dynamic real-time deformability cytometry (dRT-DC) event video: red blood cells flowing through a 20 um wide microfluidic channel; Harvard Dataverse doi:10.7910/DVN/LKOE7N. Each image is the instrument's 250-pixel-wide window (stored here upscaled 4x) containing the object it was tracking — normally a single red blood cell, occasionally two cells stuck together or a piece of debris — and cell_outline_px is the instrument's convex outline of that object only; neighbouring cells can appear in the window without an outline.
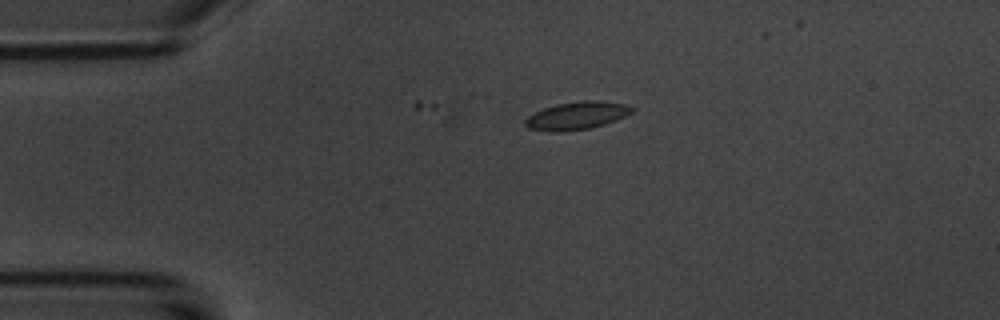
{"species": "common noctule bat (a hibernating species)", "species_latin": "Nyctalus noctula", "temperature_condition": "room temperature", "stored_images_in_passage": 4, "camera_frame_rate_fps": 3000, "um_per_image_px": 0.085, "animal": {"sex": "male", "body_mass_g": 20.1, "forearm_length_mm": 53.5}, "frame": {"image": 1, "passage_image": 2, "time_ms": 1.0, "image_size_px": [1000, 320], "cell_outline_px": [[636, 108], [632, 112], [616, 120], [604, 124], [588, 128], [560, 132], [548, 132], [528, 128], [524, 124], [524, 120], [528, 116], [544, 108], [556, 104], [584, 100], [596, 100], [624, 104]], "centroid_in_image_um": [49.0, 9.83], "position_along_channel_um": 36.0, "area_um2": 17.22}}